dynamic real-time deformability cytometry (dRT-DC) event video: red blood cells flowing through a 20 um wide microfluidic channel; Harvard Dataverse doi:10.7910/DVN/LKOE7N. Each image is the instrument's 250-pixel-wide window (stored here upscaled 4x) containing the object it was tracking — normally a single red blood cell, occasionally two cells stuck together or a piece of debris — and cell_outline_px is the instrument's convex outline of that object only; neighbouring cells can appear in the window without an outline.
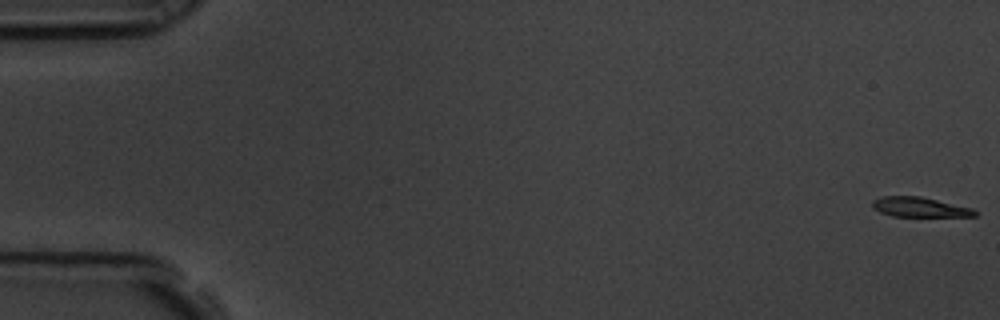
{"species": "common noctule bat (a hibernating species)", "species_latin": "Nyctalus noctula", "temperature_condition": "room temperature", "stored_images_in_passage": 58, "camera_frame_rate_fps": 3000, "um_per_image_px": 0.085, "animal": {"sex": "male", "body_mass_g": 19.5, "forearm_length_mm": 54.6}, "frame": {"image": 1, "passage_image": 1, "time_ms": 0.0, "image_size_px": [1000, 320], "cell_outline_px": [[976, 216], [892, 216], [880, 212], [872, 208], [872, 200], [880, 196], [920, 196], [972, 208], [976, 212]], "centroid_in_image_um": [78.11, 17.6], "position_along_channel_um": 6.9, "area_um2": 11.73}}
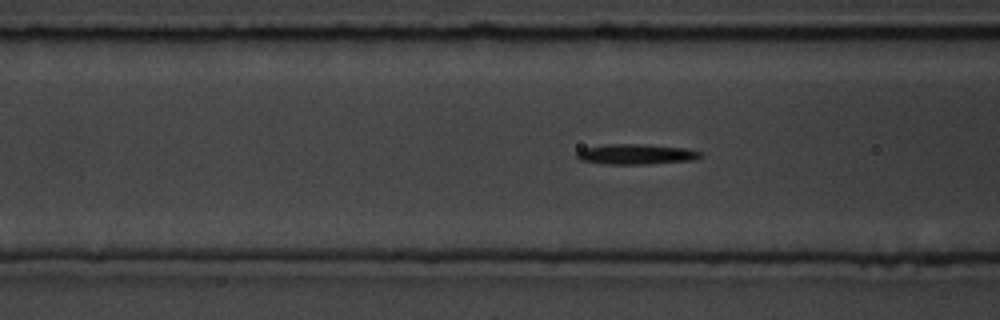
{"frame": {"image": 2, "passage_image": 23, "time_ms": 7.333, "image_size_px": [1000, 320], "cell_outline_px": [[704, 156], [696, 160], [648, 164], [604, 164], [580, 160], [576, 156], [576, 152], [584, 148], [604, 144], [644, 144], [684, 148], [704, 152]], "centroid_in_image_um": [54.11, 13.11], "position_along_channel_um": 112.5, "area_um2": 14.85}}
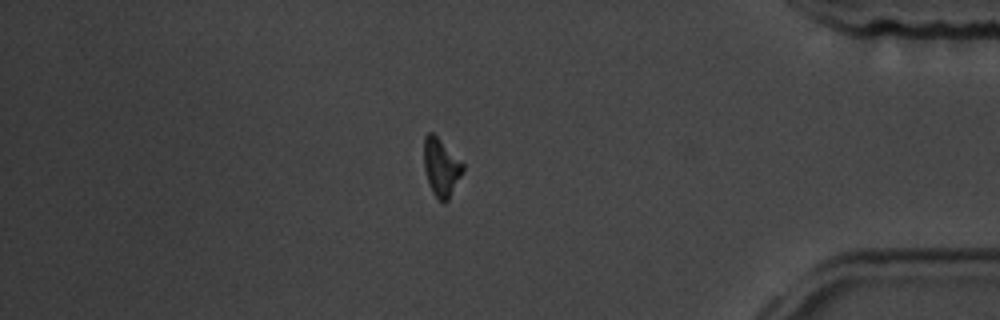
{"frame": {"image": 3, "passage_image": 50, "time_ms": 16.333, "image_size_px": [1000, 320], "cell_outline_px": [[464, 172], [448, 200], [444, 204], [432, 192], [428, 184], [424, 168], [424, 136], [428, 132], [432, 132], [464, 164]], "centroid_in_image_um": [37.5, 14.24], "position_along_channel_um": 397.7, "area_um2": 13.12}, "authors_computed_cell_mechanics": {"area_um2": 13.2651, "velocity_mm_per_s": 3.5423, "shape_relaxation_time_tau1_ms": 4.6619, "shape_relaxation_time_tau2_ms": null, "deformation_change_tau1": 0.1892, "deformation_change_tau2": null}}